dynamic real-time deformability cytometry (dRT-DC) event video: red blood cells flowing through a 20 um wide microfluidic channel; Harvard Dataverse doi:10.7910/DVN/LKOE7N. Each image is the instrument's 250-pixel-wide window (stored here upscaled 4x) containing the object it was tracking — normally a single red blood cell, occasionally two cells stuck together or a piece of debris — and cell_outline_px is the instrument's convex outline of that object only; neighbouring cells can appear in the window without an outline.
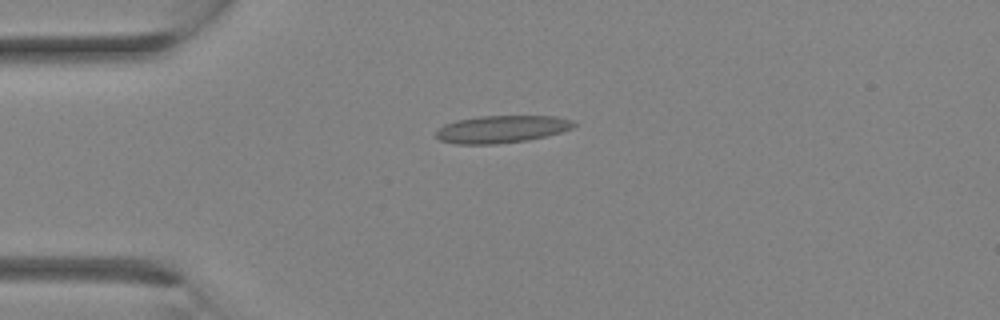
{"species": "Egyptian fruit bat (a non-hibernating species)", "species_latin": "Rousettus aegyptiacus", "temperature_condition": "room temperature", "stored_images_in_passage": 2, "camera_frame_rate_fps": 3000, "um_per_image_px": 0.085, "animal": {"sex": "female"}, "frame": {"image": 1, "passage_image": 2, "time_ms": 1.333, "image_size_px": [1000, 320], "cell_outline_px": [[576, 124], [572, 128], [560, 132], [528, 140], [496, 144], [456, 144], [440, 140], [436, 136], [436, 132], [444, 124], [456, 120], [480, 116], [556, 116], [572, 120]], "centroid_in_image_um": [42.63, 10.98], "position_along_channel_um": 42.4, "area_um2": 21.91}}